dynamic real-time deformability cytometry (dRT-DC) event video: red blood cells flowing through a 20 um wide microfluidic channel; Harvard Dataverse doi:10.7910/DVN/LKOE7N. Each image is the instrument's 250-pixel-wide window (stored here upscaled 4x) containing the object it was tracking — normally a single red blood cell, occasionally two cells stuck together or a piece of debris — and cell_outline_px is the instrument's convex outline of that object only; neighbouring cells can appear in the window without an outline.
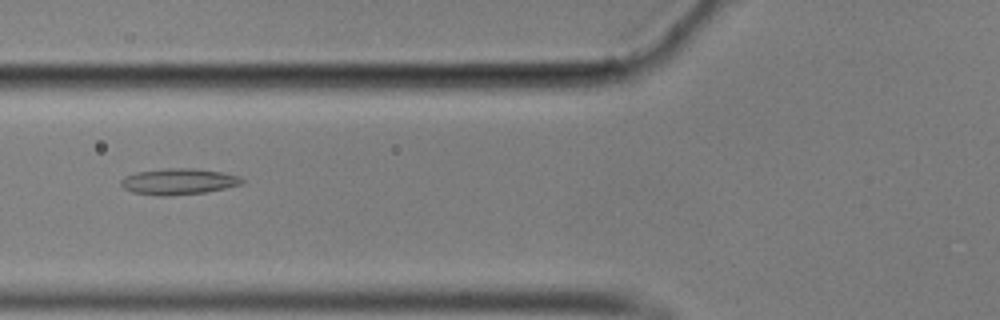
{"species": "common noctule bat (a hibernating species)", "species_latin": "Nyctalus noctula", "temperature_condition": "cold", "stored_images_in_passage": 53, "segment_of_instrument_passage": [1, 2], "camera_frame_rate_fps": 3000, "um_per_image_px": 0.085, "animal": {"sex": "male", "body_mass_g": 17.9}, "frame": {"image": 1, "passage_image": 18, "time_ms": 5.667, "image_size_px": [1000, 320], "cell_outline_px": [[244, 180], [240, 184], [224, 188], [204, 192], [168, 196], [156, 196], [132, 192], [124, 188], [120, 184], [120, 180], [124, 176], [136, 172], [168, 168], [192, 168], [224, 172], [240, 176]], "centroid_in_image_um": [15.14, 15.42], "position_along_channel_um": 110.7, "area_um2": 18.44}}
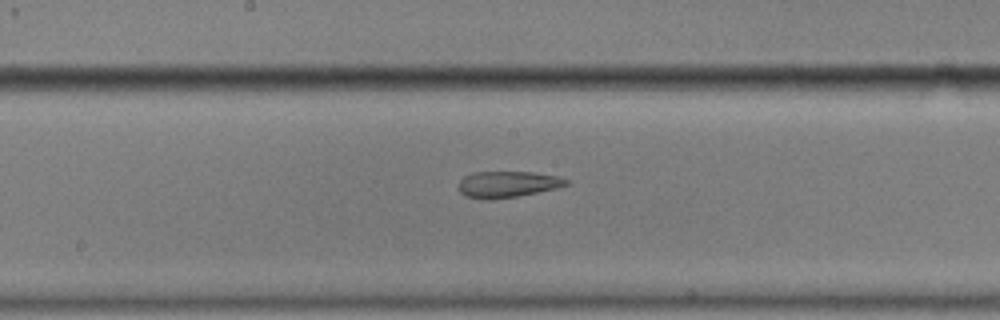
{"frame": {"image": 2, "passage_image": 26, "time_ms": 8.333, "image_size_px": [1000, 320], "cell_outline_px": [[568, 184], [556, 188], [516, 196], [484, 200], [464, 196], [460, 192], [456, 184], [464, 176], [472, 172], [532, 172], [560, 176], [568, 180]], "centroid_in_image_um": [43.08, 15.66], "position_along_channel_um": 205.1, "area_um2": 16.53}}
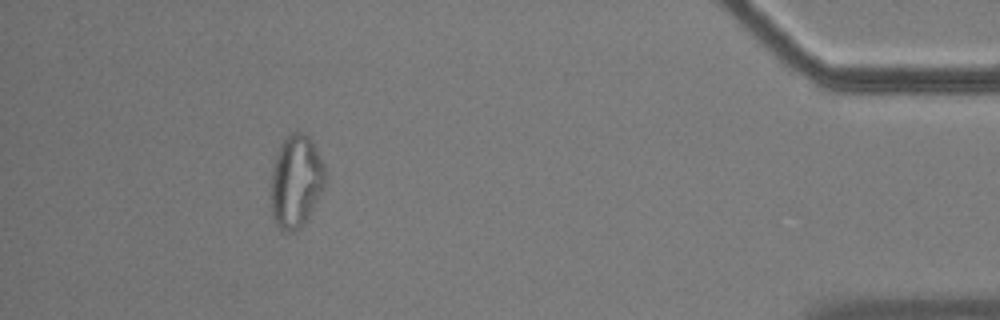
{"frame": {"image": 3, "passage_image": 48, "time_ms": 15.667, "image_size_px": [1000, 320], "cell_outline_px": [[324, 184], [304, 224], [300, 228], [292, 232], [284, 232], [272, 220], [268, 188], [272, 164], [276, 152], [280, 144], [292, 132], [300, 132], [308, 136], [312, 140], [324, 164]], "centroid_in_image_um": [25.07, 15.43], "position_along_channel_um": 410.1, "area_um2": 29.77}}